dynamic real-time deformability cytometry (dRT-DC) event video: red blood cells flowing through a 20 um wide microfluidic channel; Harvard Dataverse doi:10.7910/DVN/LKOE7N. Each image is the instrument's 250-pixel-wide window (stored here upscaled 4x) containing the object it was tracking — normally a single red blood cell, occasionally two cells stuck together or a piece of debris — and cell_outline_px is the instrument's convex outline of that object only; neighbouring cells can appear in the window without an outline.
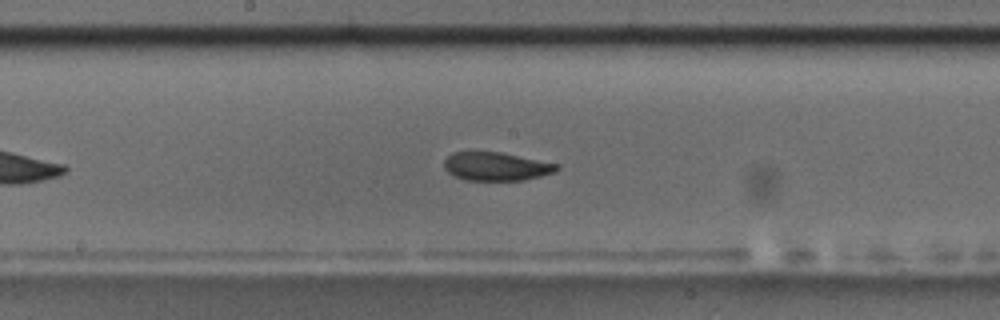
{"species": "common noctule bat (a hibernating species)", "species_latin": "Nyctalus noctula", "temperature_condition": "room temperature", "stored_images_in_passage": 29, "camera_frame_rate_fps": 3000, "um_per_image_px": 0.085, "animal": {"sex": "male", "body_mass_g": 17.5, "forearm_length_mm": 52.3}, "frame": {"image": 1, "passage_image": 13, "time_ms": 4.0, "image_size_px": [1000, 320], "cell_outline_px": [[560, 168], [556, 172], [524, 180], [464, 180], [448, 172], [444, 168], [444, 160], [452, 152], [500, 152], [560, 164]], "centroid_in_image_um": [42.2, 14.15], "position_along_channel_um": 206.0, "area_um2": 18.67}, "authors_computed_cell_mechanics": {"area_um2": 19.074, "velocity_mm_per_s": 3.7082, "shape_relaxation_time_tau1_ms": 8.3808, "shape_relaxation_time_tau2_ms": 2.3984, "deformation_change_tau1": 0.164, "deformation_change_tau2": 0.0665}}